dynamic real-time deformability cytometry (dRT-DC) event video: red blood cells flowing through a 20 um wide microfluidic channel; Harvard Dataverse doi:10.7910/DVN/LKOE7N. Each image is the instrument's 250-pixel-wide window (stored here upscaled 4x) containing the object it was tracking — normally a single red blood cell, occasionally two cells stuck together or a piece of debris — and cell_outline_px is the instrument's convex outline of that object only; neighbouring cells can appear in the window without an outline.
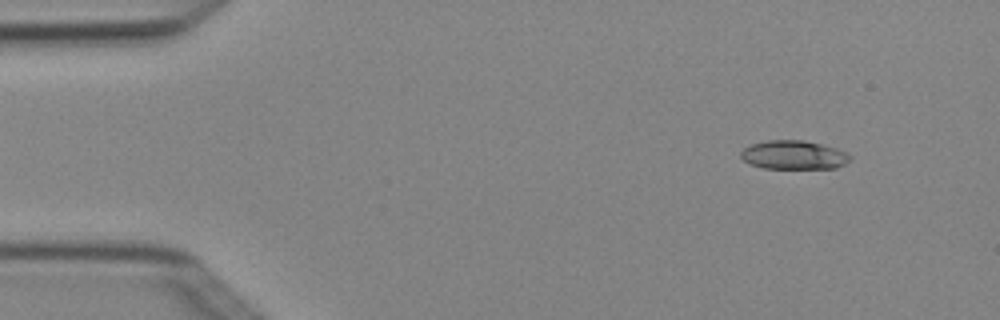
{"species": "Egyptian fruit bat (a non-hibernating species)", "species_latin": "Rousettus aegyptiacus", "temperature_condition": "cold", "stored_images_in_passage": 5, "camera_frame_rate_fps": 3000, "um_per_image_px": 0.085, "animal": {"sex": "female"}, "frame": {"image": 1, "passage_image": 1, "time_ms": 0.0, "image_size_px": [1000, 320], "cell_outline_px": [[852, 156], [844, 164], [836, 168], [764, 168], [752, 164], [744, 160], [740, 156], [740, 152], [744, 148], [752, 144], [768, 140], [804, 140], [836, 148], [848, 152]], "centroid_in_image_um": [67.48, 13.16], "position_along_channel_um": 17.5, "area_um2": 18.21}}
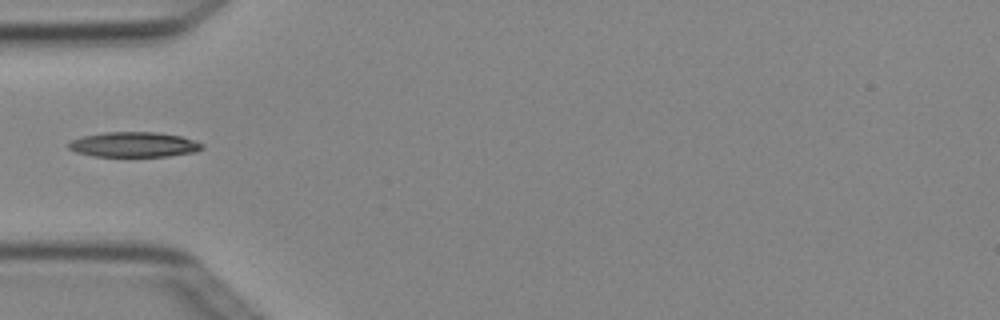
{"frame": {"image": 2, "passage_image": 4, "time_ms": 1.0, "image_size_px": [1000, 320], "cell_outline_px": [[204, 148], [196, 152], [168, 156], [92, 156], [76, 152], [68, 148], [68, 144], [72, 140], [84, 136], [104, 132], [156, 132], [180, 136], [204, 144]], "centroid_in_image_um": [11.39, 12.29], "position_along_channel_um": 73.6, "area_um2": 19.42}}
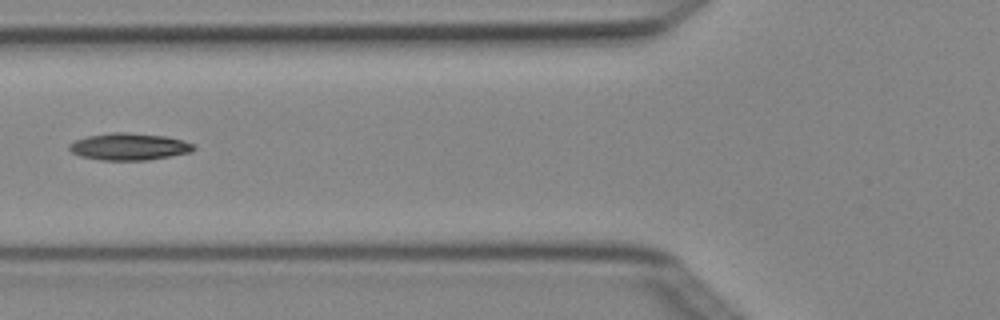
{"frame": {"image": 3, "passage_image": 5, "time_ms": 1.333, "image_size_px": [1000, 320], "cell_outline_px": [[196, 148], [192, 152], [148, 160], [100, 160], [80, 156], [72, 152], [68, 148], [68, 144], [76, 140], [88, 136], [112, 132], [124, 132], [168, 136], [184, 140], [196, 144]], "centroid_in_image_um": [11.02, 12.46], "position_along_channel_um": 114.8, "area_um2": 19.77}}